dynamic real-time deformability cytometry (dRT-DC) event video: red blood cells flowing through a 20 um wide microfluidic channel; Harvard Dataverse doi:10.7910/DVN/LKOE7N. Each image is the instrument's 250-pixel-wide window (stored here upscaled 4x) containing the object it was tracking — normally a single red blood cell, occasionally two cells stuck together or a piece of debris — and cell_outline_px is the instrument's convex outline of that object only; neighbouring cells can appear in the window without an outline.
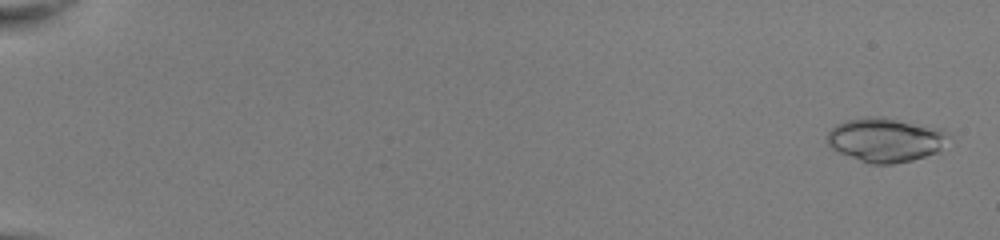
{"species": "common noctule bat (a hibernating species)", "species_latin": "Nyctalus noctula", "temperature_condition": "room temperature", "stored_images_in_passage": 51, "camera_frame_rate_fps": 3000, "um_per_image_px": 0.085, "animal": {"sex": "female", "body_mass_g": 22.0, "forearm_length_mm": 56.7}, "frame": {"image": 1, "passage_image": 2, "time_ms": 0.333, "image_size_px": [1000, 240], "cell_outline_px": [[948, 136], [936, 152], [912, 160], [892, 164], [872, 164], [860, 160], [840, 152], [832, 148], [828, 144], [828, 132], [836, 124], [844, 120], [868, 116], [884, 116], [944, 128]], "centroid_in_image_um": [75.25, 11.85], "position_along_channel_um": 9.7, "area_um2": 31.1}}
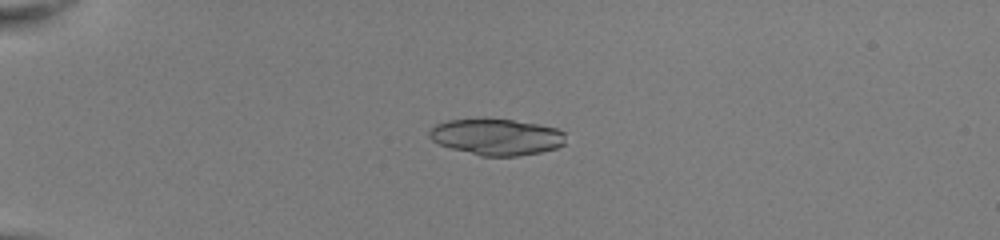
{"frame": {"image": 2, "passage_image": 15, "time_ms": 4.667, "image_size_px": [1000, 240], "cell_outline_px": [[564, 144], [556, 148], [540, 152], [516, 156], [480, 156], [452, 148], [440, 144], [432, 140], [428, 136], [428, 132], [436, 124], [448, 120], [484, 116], [512, 120], [536, 124], [556, 128], [564, 132]], "centroid_in_image_um": [42.17, 11.6], "position_along_channel_um": 42.8, "area_um2": 29.25}}